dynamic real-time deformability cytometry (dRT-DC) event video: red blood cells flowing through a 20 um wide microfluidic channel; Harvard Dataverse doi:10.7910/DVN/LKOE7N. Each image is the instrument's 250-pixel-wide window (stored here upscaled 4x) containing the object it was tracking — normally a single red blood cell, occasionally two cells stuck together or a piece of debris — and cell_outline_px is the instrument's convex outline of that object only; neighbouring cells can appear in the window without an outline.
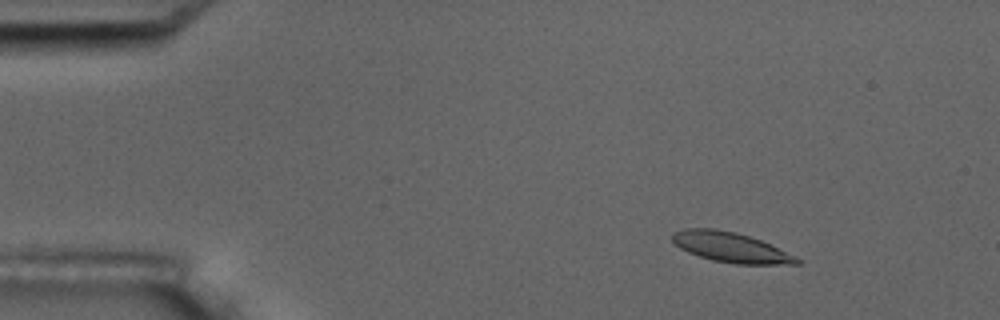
{"species": "common noctule bat (a hibernating species)", "species_latin": "Nyctalus noctula", "temperature_condition": "room temperature", "stored_images_in_passage": 8, "camera_frame_rate_fps": 3000, "um_per_image_px": 0.085, "animal": {"sex": "male", "body_mass_g": 17.5, "forearm_length_mm": 52.3}, "frame": {"image": 1, "passage_image": 3, "time_ms": 2.333, "image_size_px": [1000, 320], "cell_outline_px": [[804, 260], [800, 264], [736, 264], [712, 260], [688, 252], [680, 248], [672, 240], [672, 232], [684, 228], [712, 228], [736, 232], [760, 240], [796, 256]], "centroid_in_image_um": [62.12, 21.02], "position_along_channel_um": 22.9, "area_um2": 21.73}}
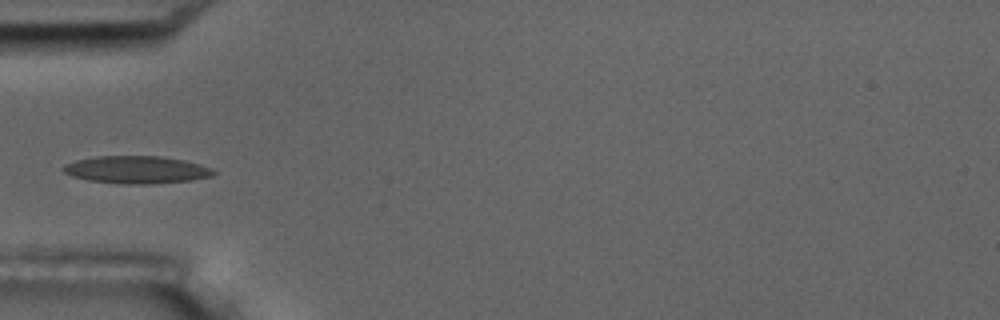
{"frame": {"image": 2, "passage_image": 6, "time_ms": 6.0, "image_size_px": [1000, 320], "cell_outline_px": [[216, 172], [212, 176], [192, 180], [152, 184], [128, 184], [88, 180], [72, 176], [64, 172], [60, 168], [76, 160], [96, 156], [160, 156], [184, 160], [200, 164], [212, 168]], "centroid_in_image_um": [11.63, 14.42], "position_along_channel_um": 73.4, "area_um2": 24.04}}